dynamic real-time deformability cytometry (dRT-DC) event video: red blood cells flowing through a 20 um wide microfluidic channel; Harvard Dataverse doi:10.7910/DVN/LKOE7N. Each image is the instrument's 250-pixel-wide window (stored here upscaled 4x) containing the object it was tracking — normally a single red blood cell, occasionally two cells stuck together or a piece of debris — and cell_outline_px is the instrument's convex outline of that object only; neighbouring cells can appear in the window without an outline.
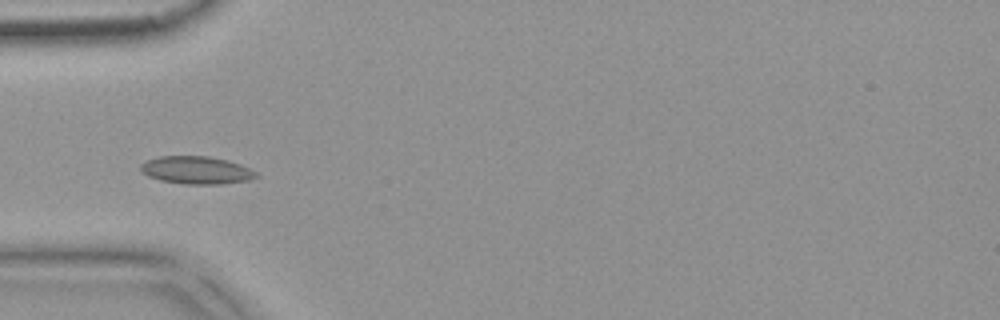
{"species": "common noctule bat (a hibernating species)", "species_latin": "Nyctalus noctula", "temperature_condition": "warm", "stored_images_in_passage": 54, "camera_frame_rate_fps": 3000, "um_per_image_px": 0.085, "animal": {"sex": "female", "body_mass_g": 18.4}, "frame": {"image": 1, "passage_image": 17, "time_ms": 5.333, "image_size_px": [1000, 320], "cell_outline_px": [[260, 176], [248, 180], [220, 184], [184, 184], [160, 180], [148, 176], [140, 172], [140, 164], [148, 160], [160, 156], [208, 156], [228, 160], [240, 164], [256, 172]], "centroid_in_image_um": [16.68, 14.46], "position_along_channel_um": 68.3, "area_um2": 18.67}}
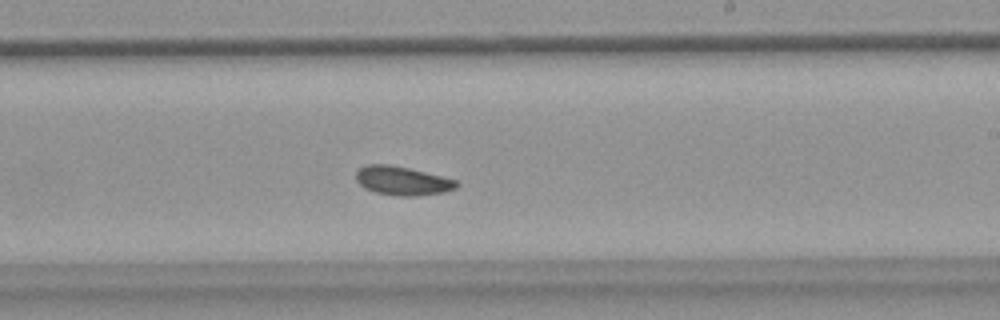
{"frame": {"image": 2, "passage_image": 32, "time_ms": 10.333, "image_size_px": [1000, 320], "cell_outline_px": [[460, 184], [456, 188], [444, 192], [416, 196], [400, 196], [376, 192], [364, 188], [356, 180], [356, 172], [364, 164], [388, 164], [408, 168], [456, 180]], "centroid_in_image_um": [34.18, 15.36], "position_along_channel_um": 254.8, "area_um2": 16.76}}
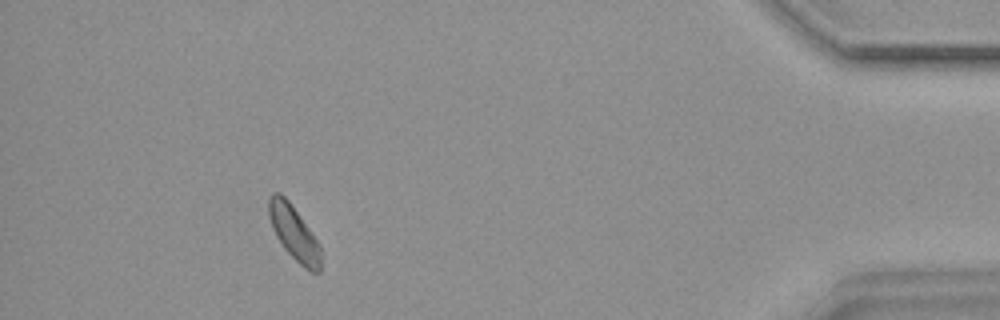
{"frame": {"image": 3, "passage_image": 49, "time_ms": 16.0, "image_size_px": [1000, 320], "cell_outline_px": [[320, 272], [312, 272], [304, 268], [284, 248], [276, 236], [272, 228], [268, 216], [268, 200], [272, 192], [280, 192], [288, 200], [320, 244]], "centroid_in_image_um": [24.96, 19.78], "position_along_channel_um": 410.2, "area_um2": 16.3}, "authors_computed_cell_mechanics": {"area_um2": 16.8198, "velocity_mm_per_s": 3.746, "shape_relaxation_time_tau1_ms": 2.7867, "shape_relaxation_time_tau2_ms": 2.6734, "deformation_change_tau1": 0.0658, "deformation_change_tau2": 0.0488}}